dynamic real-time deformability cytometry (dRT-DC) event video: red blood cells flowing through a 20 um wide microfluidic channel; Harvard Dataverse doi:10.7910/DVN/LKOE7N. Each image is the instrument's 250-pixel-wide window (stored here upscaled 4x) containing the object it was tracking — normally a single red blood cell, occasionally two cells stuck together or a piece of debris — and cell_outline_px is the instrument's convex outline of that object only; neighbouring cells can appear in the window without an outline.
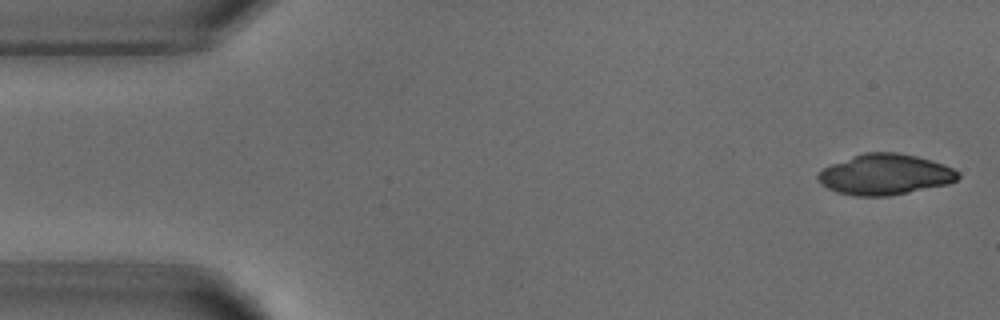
{"species": "common noctule bat (a hibernating species)", "species_latin": "Nyctalus noctula", "temperature_condition": "warm", "stored_images_in_passage": 7, "camera_frame_rate_fps": 3000, "um_per_image_px": 0.085, "animal": {"sex": "male", "body_mass_g": 18.8}, "frame": {"image": 1, "passage_image": 1, "time_ms": 0.0, "image_size_px": [1000, 320], "cell_outline_px": [[960, 176], [956, 180], [948, 184], [888, 196], [856, 196], [836, 192], [820, 184], [816, 176], [824, 168], [832, 164], [852, 156], [864, 152], [896, 152], [916, 156], [944, 164], [960, 172]], "centroid_in_image_um": [75.22, 14.83], "position_along_channel_um": 9.8, "area_um2": 33.12}}
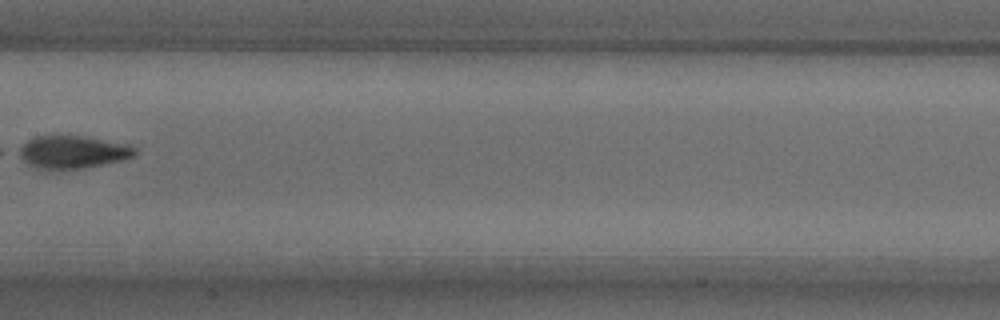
{"frame": {"image": 2, "passage_image": 7, "time_ms": 8.0, "image_size_px": [1000, 320], "cell_outline_px": [[136, 156], [124, 160], [80, 168], [52, 172], [36, 168], [28, 164], [12, 152], [16, 148], [28, 140], [36, 136], [56, 132], [88, 136], [128, 144], [136, 148]], "centroid_in_image_um": [6.07, 12.89], "position_along_channel_um": 201.3, "area_um2": 23.7}}